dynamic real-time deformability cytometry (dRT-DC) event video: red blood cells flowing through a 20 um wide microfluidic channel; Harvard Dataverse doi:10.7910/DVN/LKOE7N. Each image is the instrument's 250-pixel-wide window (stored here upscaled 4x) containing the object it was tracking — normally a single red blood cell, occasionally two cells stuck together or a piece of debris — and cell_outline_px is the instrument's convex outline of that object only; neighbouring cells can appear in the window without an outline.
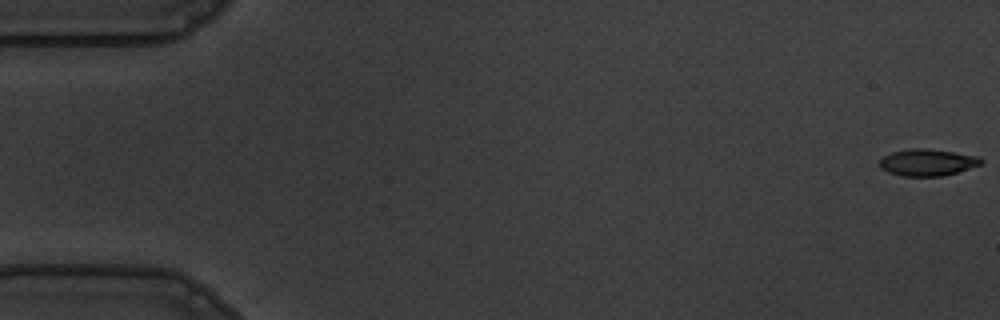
{"species": "common noctule bat (a hibernating species)", "species_latin": "Nyctalus noctula", "temperature_condition": "warm", "stored_images_in_passage": 57, "camera_frame_rate_fps": 3000, "um_per_image_px": 0.085, "animal": {"sex": "male", "body_mass_g": 19.5, "forearm_length_mm": 54.6}, "frame": {"image": 1, "passage_image": 1, "time_ms": 0.0, "image_size_px": [1000, 320], "cell_outline_px": [[984, 164], [944, 176], [900, 176], [888, 172], [880, 168], [880, 160], [884, 156], [892, 152], [912, 148], [928, 148], [980, 156], [984, 160]], "centroid_in_image_um": [78.88, 13.8], "position_along_channel_um": 6.1, "area_um2": 16.07}}
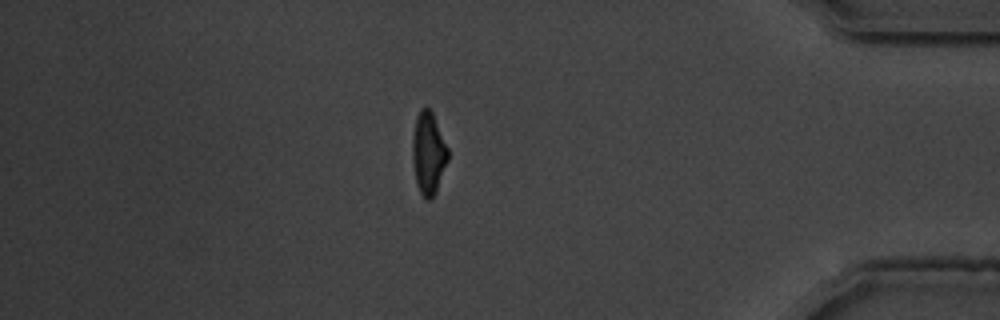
{"frame": {"image": 2, "passage_image": 49, "time_ms": 16.0, "image_size_px": [1000, 320], "cell_outline_px": [[448, 160], [436, 192], [428, 200], [424, 200], [416, 184], [412, 156], [412, 140], [416, 116], [420, 108], [428, 108], [432, 112], [448, 148]], "centroid_in_image_um": [36.4, 13.03], "position_along_channel_um": 398.8, "area_um2": 16.99}}
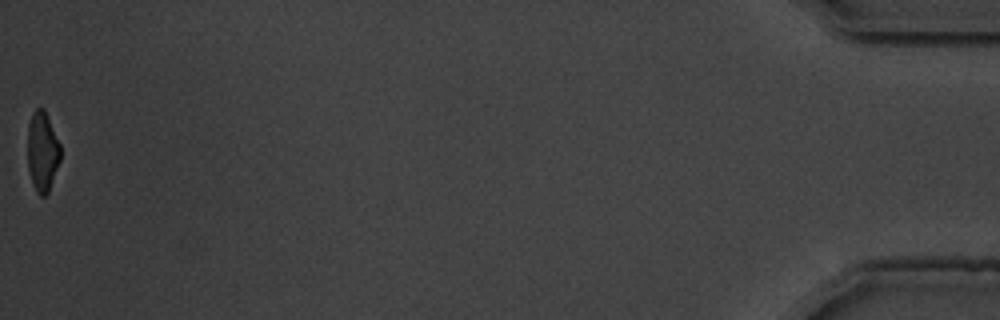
{"frame": {"image": 3, "passage_image": 57, "time_ms": 18.667, "image_size_px": [1000, 320], "cell_outline_px": [[60, 160], [48, 192], [44, 196], [40, 196], [36, 192], [28, 168], [28, 124], [32, 112], [36, 108], [44, 108], [60, 144]], "centroid_in_image_um": [3.6, 12.85], "position_along_channel_um": 431.6, "area_um2": 15.14}, "authors_computed_cell_mechanics": {"area_um2": 16.762, "velocity_mm_per_s": 3.6004, "shape_relaxation_time_tau1_ms": 3.9526, "shape_relaxation_time_tau2_ms": 1.6456, "deformation_change_tau1": 0.1646, "deformation_change_tau2": 0.0932}}